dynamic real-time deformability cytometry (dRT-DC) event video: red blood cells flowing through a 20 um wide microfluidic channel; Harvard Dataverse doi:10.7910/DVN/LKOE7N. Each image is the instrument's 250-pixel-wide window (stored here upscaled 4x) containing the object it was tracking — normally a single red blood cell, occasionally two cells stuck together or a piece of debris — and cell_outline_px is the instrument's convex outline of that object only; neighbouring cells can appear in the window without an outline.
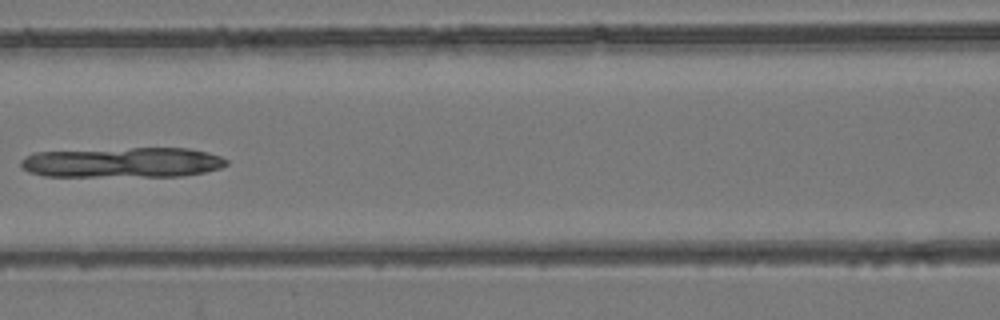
{"species": "common noctule bat (a hibernating species)", "species_latin": "Nyctalus noctula", "temperature_condition": "room temperature", "stored_images_in_passage": 6, "camera_frame_rate_fps": 3000, "um_per_image_px": 0.085, "animal": {"sex": "female", "body_mass_g": 24.6, "forearm_length_mm": 56.2}, "frame": {"image": 1, "passage_image": 6, "time_ms": 7.0, "image_size_px": [1000, 320], "cell_outline_px": [[228, 164], [220, 168], [204, 172], [180, 176], [44, 176], [28, 172], [20, 164], [20, 160], [32, 152], [132, 148], [188, 148], [208, 152], [220, 156], [228, 160]], "centroid_in_image_um": [10.42, 13.81], "position_along_channel_um": 156.2, "area_um2": 36.24}}